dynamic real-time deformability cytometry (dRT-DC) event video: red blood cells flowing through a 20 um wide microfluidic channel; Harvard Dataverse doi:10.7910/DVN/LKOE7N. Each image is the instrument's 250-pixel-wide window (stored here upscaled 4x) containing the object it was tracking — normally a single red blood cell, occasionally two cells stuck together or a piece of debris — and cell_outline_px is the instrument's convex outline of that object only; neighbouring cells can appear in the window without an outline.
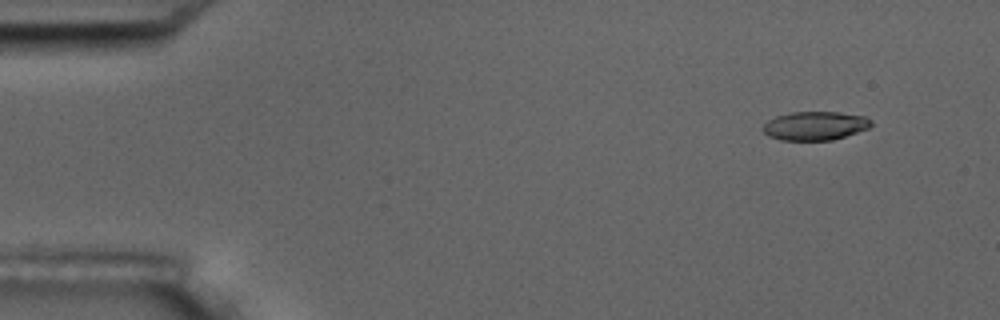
{"species": "common noctule bat (a hibernating species)", "species_latin": "Nyctalus noctula", "temperature_condition": "room temperature", "stored_images_in_passage": 9, "camera_frame_rate_fps": 3000, "um_per_image_px": 0.085, "animal": {"sex": "male", "body_mass_g": 17.5, "forearm_length_mm": 52.3}, "frame": {"image": 1, "passage_image": 1, "time_ms": 0.0, "image_size_px": [1000, 320], "cell_outline_px": [[872, 124], [868, 128], [832, 140], [780, 140], [768, 136], [760, 128], [768, 120], [776, 116], [792, 112], [840, 112], [864, 116], [872, 120]], "centroid_in_image_um": [69.24, 10.69], "position_along_channel_um": 15.8, "area_um2": 18.09}}
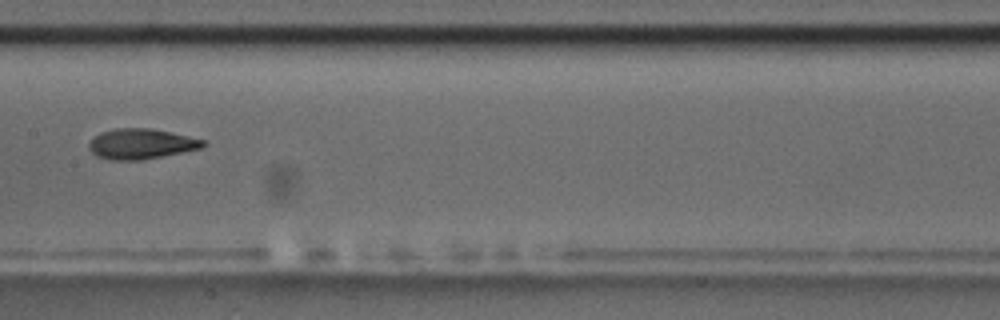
{"frame": {"image": 2, "passage_image": 8, "time_ms": 8.0, "image_size_px": [1000, 320], "cell_outline_px": [[208, 144], [200, 148], [140, 160], [112, 160], [96, 156], [88, 148], [88, 144], [100, 132], [116, 128], [148, 128], [188, 136], [204, 140]], "centroid_in_image_um": [11.96, 12.23], "position_along_channel_um": 195.4, "area_um2": 19.83}}
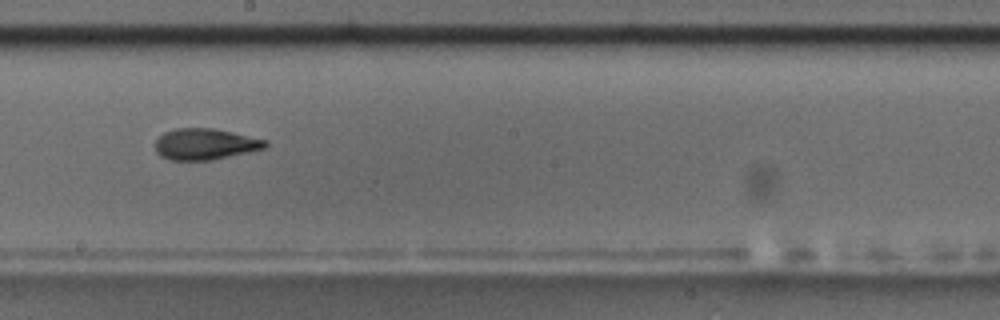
{"frame": {"image": 3, "passage_image": 9, "time_ms": 9.0, "image_size_px": [1000, 320], "cell_outline_px": [[268, 144], [264, 148], [248, 152], [212, 160], [172, 160], [160, 156], [156, 152], [156, 140], [164, 132], [176, 128], [212, 128], [232, 132], [268, 140]], "centroid_in_image_um": [17.43, 12.25], "position_along_channel_um": 230.8, "area_um2": 19.94}}